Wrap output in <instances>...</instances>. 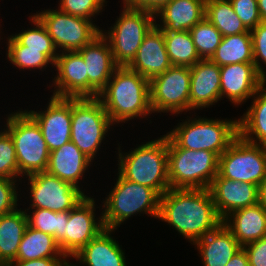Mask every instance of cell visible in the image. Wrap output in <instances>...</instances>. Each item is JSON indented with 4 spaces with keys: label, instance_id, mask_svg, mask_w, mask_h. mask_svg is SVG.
<instances>
[{
    "label": "cell",
    "instance_id": "cell-3",
    "mask_svg": "<svg viewBox=\"0 0 266 266\" xmlns=\"http://www.w3.org/2000/svg\"><path fill=\"white\" fill-rule=\"evenodd\" d=\"M118 174L152 188L159 196L170 189L167 135L151 140L126 154L118 148Z\"/></svg>",
    "mask_w": 266,
    "mask_h": 266
},
{
    "label": "cell",
    "instance_id": "cell-18",
    "mask_svg": "<svg viewBox=\"0 0 266 266\" xmlns=\"http://www.w3.org/2000/svg\"><path fill=\"white\" fill-rule=\"evenodd\" d=\"M78 52L86 64L88 97H98L118 67L115 64L109 41L100 34Z\"/></svg>",
    "mask_w": 266,
    "mask_h": 266
},
{
    "label": "cell",
    "instance_id": "cell-42",
    "mask_svg": "<svg viewBox=\"0 0 266 266\" xmlns=\"http://www.w3.org/2000/svg\"><path fill=\"white\" fill-rule=\"evenodd\" d=\"M250 266H266V237L243 246Z\"/></svg>",
    "mask_w": 266,
    "mask_h": 266
},
{
    "label": "cell",
    "instance_id": "cell-15",
    "mask_svg": "<svg viewBox=\"0 0 266 266\" xmlns=\"http://www.w3.org/2000/svg\"><path fill=\"white\" fill-rule=\"evenodd\" d=\"M46 109L25 111L40 126L51 152L71 141L72 98L52 96Z\"/></svg>",
    "mask_w": 266,
    "mask_h": 266
},
{
    "label": "cell",
    "instance_id": "cell-32",
    "mask_svg": "<svg viewBox=\"0 0 266 266\" xmlns=\"http://www.w3.org/2000/svg\"><path fill=\"white\" fill-rule=\"evenodd\" d=\"M163 35L166 51L172 65L191 68L201 60L189 31H163Z\"/></svg>",
    "mask_w": 266,
    "mask_h": 266
},
{
    "label": "cell",
    "instance_id": "cell-29",
    "mask_svg": "<svg viewBox=\"0 0 266 266\" xmlns=\"http://www.w3.org/2000/svg\"><path fill=\"white\" fill-rule=\"evenodd\" d=\"M41 258H67L52 235L27 226L15 261Z\"/></svg>",
    "mask_w": 266,
    "mask_h": 266
},
{
    "label": "cell",
    "instance_id": "cell-8",
    "mask_svg": "<svg viewBox=\"0 0 266 266\" xmlns=\"http://www.w3.org/2000/svg\"><path fill=\"white\" fill-rule=\"evenodd\" d=\"M112 125L97 97L72 98L71 142L91 161Z\"/></svg>",
    "mask_w": 266,
    "mask_h": 266
},
{
    "label": "cell",
    "instance_id": "cell-40",
    "mask_svg": "<svg viewBox=\"0 0 266 266\" xmlns=\"http://www.w3.org/2000/svg\"><path fill=\"white\" fill-rule=\"evenodd\" d=\"M251 39L254 65L256 70L266 79V72L262 67V64L266 65V22H261L257 27L251 30Z\"/></svg>",
    "mask_w": 266,
    "mask_h": 266
},
{
    "label": "cell",
    "instance_id": "cell-47",
    "mask_svg": "<svg viewBox=\"0 0 266 266\" xmlns=\"http://www.w3.org/2000/svg\"><path fill=\"white\" fill-rule=\"evenodd\" d=\"M258 11L262 22H266V0H257Z\"/></svg>",
    "mask_w": 266,
    "mask_h": 266
},
{
    "label": "cell",
    "instance_id": "cell-41",
    "mask_svg": "<svg viewBox=\"0 0 266 266\" xmlns=\"http://www.w3.org/2000/svg\"><path fill=\"white\" fill-rule=\"evenodd\" d=\"M17 180L0 177V216L18 208Z\"/></svg>",
    "mask_w": 266,
    "mask_h": 266
},
{
    "label": "cell",
    "instance_id": "cell-31",
    "mask_svg": "<svg viewBox=\"0 0 266 266\" xmlns=\"http://www.w3.org/2000/svg\"><path fill=\"white\" fill-rule=\"evenodd\" d=\"M205 18L216 27L223 37L249 32L235 14L229 0H206Z\"/></svg>",
    "mask_w": 266,
    "mask_h": 266
},
{
    "label": "cell",
    "instance_id": "cell-19",
    "mask_svg": "<svg viewBox=\"0 0 266 266\" xmlns=\"http://www.w3.org/2000/svg\"><path fill=\"white\" fill-rule=\"evenodd\" d=\"M216 211L224 220L232 212L258 203V186L223 178L219 173L209 186Z\"/></svg>",
    "mask_w": 266,
    "mask_h": 266
},
{
    "label": "cell",
    "instance_id": "cell-5",
    "mask_svg": "<svg viewBox=\"0 0 266 266\" xmlns=\"http://www.w3.org/2000/svg\"><path fill=\"white\" fill-rule=\"evenodd\" d=\"M116 181L103 202L101 216L106 229L116 230L136 213L158 218L160 196L152 188L126 180L120 174Z\"/></svg>",
    "mask_w": 266,
    "mask_h": 266
},
{
    "label": "cell",
    "instance_id": "cell-13",
    "mask_svg": "<svg viewBox=\"0 0 266 266\" xmlns=\"http://www.w3.org/2000/svg\"><path fill=\"white\" fill-rule=\"evenodd\" d=\"M29 180L30 198L32 203L30 208L48 209L54 212H65L75 208L87 195L82 189L64 182L57 176L49 174L47 171L39 172L27 176Z\"/></svg>",
    "mask_w": 266,
    "mask_h": 266
},
{
    "label": "cell",
    "instance_id": "cell-6",
    "mask_svg": "<svg viewBox=\"0 0 266 266\" xmlns=\"http://www.w3.org/2000/svg\"><path fill=\"white\" fill-rule=\"evenodd\" d=\"M6 122L4 129L12 137L20 175L46 171L50 151L37 122L26 111L9 114Z\"/></svg>",
    "mask_w": 266,
    "mask_h": 266
},
{
    "label": "cell",
    "instance_id": "cell-45",
    "mask_svg": "<svg viewBox=\"0 0 266 266\" xmlns=\"http://www.w3.org/2000/svg\"><path fill=\"white\" fill-rule=\"evenodd\" d=\"M225 266H250L246 251L242 247Z\"/></svg>",
    "mask_w": 266,
    "mask_h": 266
},
{
    "label": "cell",
    "instance_id": "cell-44",
    "mask_svg": "<svg viewBox=\"0 0 266 266\" xmlns=\"http://www.w3.org/2000/svg\"><path fill=\"white\" fill-rule=\"evenodd\" d=\"M67 258H41L27 261H14V266H70Z\"/></svg>",
    "mask_w": 266,
    "mask_h": 266
},
{
    "label": "cell",
    "instance_id": "cell-2",
    "mask_svg": "<svg viewBox=\"0 0 266 266\" xmlns=\"http://www.w3.org/2000/svg\"><path fill=\"white\" fill-rule=\"evenodd\" d=\"M97 98L113 124L153 113L150 81L129 67L118 66Z\"/></svg>",
    "mask_w": 266,
    "mask_h": 266
},
{
    "label": "cell",
    "instance_id": "cell-43",
    "mask_svg": "<svg viewBox=\"0 0 266 266\" xmlns=\"http://www.w3.org/2000/svg\"><path fill=\"white\" fill-rule=\"evenodd\" d=\"M169 1L171 0H123V5L129 9H143L155 14Z\"/></svg>",
    "mask_w": 266,
    "mask_h": 266
},
{
    "label": "cell",
    "instance_id": "cell-28",
    "mask_svg": "<svg viewBox=\"0 0 266 266\" xmlns=\"http://www.w3.org/2000/svg\"><path fill=\"white\" fill-rule=\"evenodd\" d=\"M252 98V105L238 120V135L247 142L266 146V86ZM256 139H255V138Z\"/></svg>",
    "mask_w": 266,
    "mask_h": 266
},
{
    "label": "cell",
    "instance_id": "cell-10",
    "mask_svg": "<svg viewBox=\"0 0 266 266\" xmlns=\"http://www.w3.org/2000/svg\"><path fill=\"white\" fill-rule=\"evenodd\" d=\"M218 173L223 178L259 186L266 177V146L238 135L219 156Z\"/></svg>",
    "mask_w": 266,
    "mask_h": 266
},
{
    "label": "cell",
    "instance_id": "cell-23",
    "mask_svg": "<svg viewBox=\"0 0 266 266\" xmlns=\"http://www.w3.org/2000/svg\"><path fill=\"white\" fill-rule=\"evenodd\" d=\"M206 0H171L155 13L163 31H189L205 17Z\"/></svg>",
    "mask_w": 266,
    "mask_h": 266
},
{
    "label": "cell",
    "instance_id": "cell-26",
    "mask_svg": "<svg viewBox=\"0 0 266 266\" xmlns=\"http://www.w3.org/2000/svg\"><path fill=\"white\" fill-rule=\"evenodd\" d=\"M223 224L243 247L266 237V210L259 203L238 209L229 214L223 220Z\"/></svg>",
    "mask_w": 266,
    "mask_h": 266
},
{
    "label": "cell",
    "instance_id": "cell-39",
    "mask_svg": "<svg viewBox=\"0 0 266 266\" xmlns=\"http://www.w3.org/2000/svg\"><path fill=\"white\" fill-rule=\"evenodd\" d=\"M235 14L249 30H253L261 22L257 0H229Z\"/></svg>",
    "mask_w": 266,
    "mask_h": 266
},
{
    "label": "cell",
    "instance_id": "cell-7",
    "mask_svg": "<svg viewBox=\"0 0 266 266\" xmlns=\"http://www.w3.org/2000/svg\"><path fill=\"white\" fill-rule=\"evenodd\" d=\"M187 120V121H186ZM166 135L181 148L209 150L218 157L238 136V120L186 119Z\"/></svg>",
    "mask_w": 266,
    "mask_h": 266
},
{
    "label": "cell",
    "instance_id": "cell-25",
    "mask_svg": "<svg viewBox=\"0 0 266 266\" xmlns=\"http://www.w3.org/2000/svg\"><path fill=\"white\" fill-rule=\"evenodd\" d=\"M193 244L199 250L203 266H225L242 248L223 223Z\"/></svg>",
    "mask_w": 266,
    "mask_h": 266
},
{
    "label": "cell",
    "instance_id": "cell-11",
    "mask_svg": "<svg viewBox=\"0 0 266 266\" xmlns=\"http://www.w3.org/2000/svg\"><path fill=\"white\" fill-rule=\"evenodd\" d=\"M35 15L45 26L58 52L79 51L101 34L93 21L61 10L48 9ZM62 48V49H61Z\"/></svg>",
    "mask_w": 266,
    "mask_h": 266
},
{
    "label": "cell",
    "instance_id": "cell-33",
    "mask_svg": "<svg viewBox=\"0 0 266 266\" xmlns=\"http://www.w3.org/2000/svg\"><path fill=\"white\" fill-rule=\"evenodd\" d=\"M31 210L33 211L29 214L26 212L28 226L52 235L64 254V227L68 223L69 211L57 213L41 208H31Z\"/></svg>",
    "mask_w": 266,
    "mask_h": 266
},
{
    "label": "cell",
    "instance_id": "cell-20",
    "mask_svg": "<svg viewBox=\"0 0 266 266\" xmlns=\"http://www.w3.org/2000/svg\"><path fill=\"white\" fill-rule=\"evenodd\" d=\"M171 66L163 30L155 24L144 37L136 57L128 67L151 81Z\"/></svg>",
    "mask_w": 266,
    "mask_h": 266
},
{
    "label": "cell",
    "instance_id": "cell-46",
    "mask_svg": "<svg viewBox=\"0 0 266 266\" xmlns=\"http://www.w3.org/2000/svg\"><path fill=\"white\" fill-rule=\"evenodd\" d=\"M258 203L266 210V177L258 186Z\"/></svg>",
    "mask_w": 266,
    "mask_h": 266
},
{
    "label": "cell",
    "instance_id": "cell-38",
    "mask_svg": "<svg viewBox=\"0 0 266 266\" xmlns=\"http://www.w3.org/2000/svg\"><path fill=\"white\" fill-rule=\"evenodd\" d=\"M58 9L67 14L88 20L103 11L106 0H60Z\"/></svg>",
    "mask_w": 266,
    "mask_h": 266
},
{
    "label": "cell",
    "instance_id": "cell-36",
    "mask_svg": "<svg viewBox=\"0 0 266 266\" xmlns=\"http://www.w3.org/2000/svg\"><path fill=\"white\" fill-rule=\"evenodd\" d=\"M201 59H210L222 40V34L205 17L189 30Z\"/></svg>",
    "mask_w": 266,
    "mask_h": 266
},
{
    "label": "cell",
    "instance_id": "cell-34",
    "mask_svg": "<svg viewBox=\"0 0 266 266\" xmlns=\"http://www.w3.org/2000/svg\"><path fill=\"white\" fill-rule=\"evenodd\" d=\"M31 22L35 28L24 30L15 35H11L20 45L26 46V49L41 50L53 63L58 57L57 49L55 48L52 38L48 35L45 26L35 16L31 15Z\"/></svg>",
    "mask_w": 266,
    "mask_h": 266
},
{
    "label": "cell",
    "instance_id": "cell-16",
    "mask_svg": "<svg viewBox=\"0 0 266 266\" xmlns=\"http://www.w3.org/2000/svg\"><path fill=\"white\" fill-rule=\"evenodd\" d=\"M220 75L221 99L226 95L225 97L237 106L242 105L266 85V79L256 70L254 63L221 66Z\"/></svg>",
    "mask_w": 266,
    "mask_h": 266
},
{
    "label": "cell",
    "instance_id": "cell-4",
    "mask_svg": "<svg viewBox=\"0 0 266 266\" xmlns=\"http://www.w3.org/2000/svg\"><path fill=\"white\" fill-rule=\"evenodd\" d=\"M168 179L174 189H208L218 174L219 157L209 150L178 147L168 136Z\"/></svg>",
    "mask_w": 266,
    "mask_h": 266
},
{
    "label": "cell",
    "instance_id": "cell-9",
    "mask_svg": "<svg viewBox=\"0 0 266 266\" xmlns=\"http://www.w3.org/2000/svg\"><path fill=\"white\" fill-rule=\"evenodd\" d=\"M114 24L108 32L101 30V34L109 41L115 64L128 67L136 57L144 37L156 24L155 14L124 6Z\"/></svg>",
    "mask_w": 266,
    "mask_h": 266
},
{
    "label": "cell",
    "instance_id": "cell-37",
    "mask_svg": "<svg viewBox=\"0 0 266 266\" xmlns=\"http://www.w3.org/2000/svg\"><path fill=\"white\" fill-rule=\"evenodd\" d=\"M20 173L16 160V151L10 134L3 129L0 134V177L18 180Z\"/></svg>",
    "mask_w": 266,
    "mask_h": 266
},
{
    "label": "cell",
    "instance_id": "cell-30",
    "mask_svg": "<svg viewBox=\"0 0 266 266\" xmlns=\"http://www.w3.org/2000/svg\"><path fill=\"white\" fill-rule=\"evenodd\" d=\"M210 60L219 67L236 63H254L251 31L222 37Z\"/></svg>",
    "mask_w": 266,
    "mask_h": 266
},
{
    "label": "cell",
    "instance_id": "cell-14",
    "mask_svg": "<svg viewBox=\"0 0 266 266\" xmlns=\"http://www.w3.org/2000/svg\"><path fill=\"white\" fill-rule=\"evenodd\" d=\"M94 211L95 200L88 196L69 211L68 223L64 227V255L67 258L74 257L105 229L102 216L95 219Z\"/></svg>",
    "mask_w": 266,
    "mask_h": 266
},
{
    "label": "cell",
    "instance_id": "cell-22",
    "mask_svg": "<svg viewBox=\"0 0 266 266\" xmlns=\"http://www.w3.org/2000/svg\"><path fill=\"white\" fill-rule=\"evenodd\" d=\"M91 161L73 142H68L49 154L46 171L64 182L80 188L79 180L88 170Z\"/></svg>",
    "mask_w": 266,
    "mask_h": 266
},
{
    "label": "cell",
    "instance_id": "cell-21",
    "mask_svg": "<svg viewBox=\"0 0 266 266\" xmlns=\"http://www.w3.org/2000/svg\"><path fill=\"white\" fill-rule=\"evenodd\" d=\"M189 111L208 108L221 99L220 67L210 59H201L190 68Z\"/></svg>",
    "mask_w": 266,
    "mask_h": 266
},
{
    "label": "cell",
    "instance_id": "cell-17",
    "mask_svg": "<svg viewBox=\"0 0 266 266\" xmlns=\"http://www.w3.org/2000/svg\"><path fill=\"white\" fill-rule=\"evenodd\" d=\"M57 75L54 78L55 97H88V74L86 64L78 51L58 53L54 63Z\"/></svg>",
    "mask_w": 266,
    "mask_h": 266
},
{
    "label": "cell",
    "instance_id": "cell-35",
    "mask_svg": "<svg viewBox=\"0 0 266 266\" xmlns=\"http://www.w3.org/2000/svg\"><path fill=\"white\" fill-rule=\"evenodd\" d=\"M7 58L15 67L23 69H45L49 63L54 67V63L41 50L26 49L20 45L11 35L7 38Z\"/></svg>",
    "mask_w": 266,
    "mask_h": 266
},
{
    "label": "cell",
    "instance_id": "cell-24",
    "mask_svg": "<svg viewBox=\"0 0 266 266\" xmlns=\"http://www.w3.org/2000/svg\"><path fill=\"white\" fill-rule=\"evenodd\" d=\"M112 232L105 228L72 258L87 266H127L125 252L111 236Z\"/></svg>",
    "mask_w": 266,
    "mask_h": 266
},
{
    "label": "cell",
    "instance_id": "cell-1",
    "mask_svg": "<svg viewBox=\"0 0 266 266\" xmlns=\"http://www.w3.org/2000/svg\"><path fill=\"white\" fill-rule=\"evenodd\" d=\"M158 219L193 243L223 223L209 189H168L160 196Z\"/></svg>",
    "mask_w": 266,
    "mask_h": 266
},
{
    "label": "cell",
    "instance_id": "cell-27",
    "mask_svg": "<svg viewBox=\"0 0 266 266\" xmlns=\"http://www.w3.org/2000/svg\"><path fill=\"white\" fill-rule=\"evenodd\" d=\"M27 226L26 211L21 208L0 216V266L10 265L16 260Z\"/></svg>",
    "mask_w": 266,
    "mask_h": 266
},
{
    "label": "cell",
    "instance_id": "cell-12",
    "mask_svg": "<svg viewBox=\"0 0 266 266\" xmlns=\"http://www.w3.org/2000/svg\"><path fill=\"white\" fill-rule=\"evenodd\" d=\"M190 86V67L172 65L150 81L152 112L172 114H180L184 110L188 112Z\"/></svg>",
    "mask_w": 266,
    "mask_h": 266
}]
</instances>
